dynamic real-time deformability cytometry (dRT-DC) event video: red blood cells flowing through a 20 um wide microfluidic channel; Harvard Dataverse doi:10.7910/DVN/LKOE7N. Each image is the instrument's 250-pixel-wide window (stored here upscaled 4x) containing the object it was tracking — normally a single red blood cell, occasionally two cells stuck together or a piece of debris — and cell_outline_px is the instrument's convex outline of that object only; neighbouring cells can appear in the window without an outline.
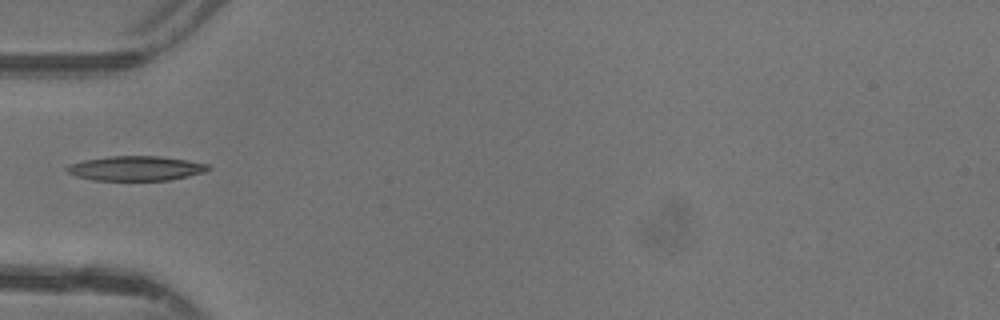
{"species": "common noctule bat (a hibernating species)", "species_latin": "Nyctalus noctula", "temperature_condition": "warm", "stored_images_in_passage": 17, "camera_frame_rate_fps": 3000, "um_per_image_px": 0.085, "animal": {"sex": "female"}, "frame": {"image": 1, "passage_image": 1, "time_ms": 0.0, "image_size_px": [1000, 320], "cell_outline_px": [[212, 168], [204, 172], [188, 176], [168, 180], [92, 180], [76, 176], [68, 172], [64, 168], [72, 164], [84, 160], [108, 156], [160, 156], [188, 160], [208, 164]], "centroid_in_image_um": [11.57, 14.3], "position_along_channel_um": 73.4, "area_um2": 20.23}}
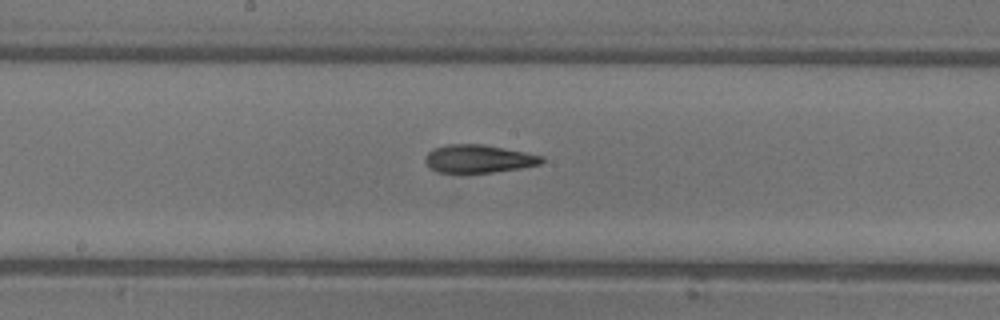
{"frame": {"image": 2, "passage_image": 10, "time_ms": 3.0, "image_size_px": [1000, 320], "cell_outline_px": [[544, 160], [540, 164], [520, 168], [464, 176], [436, 172], [424, 160], [428, 152], [432, 148], [448, 144], [484, 144], [544, 156]], "centroid_in_image_um": [40.62, 13.53], "position_along_channel_um": 207.6, "area_um2": 19.65}}
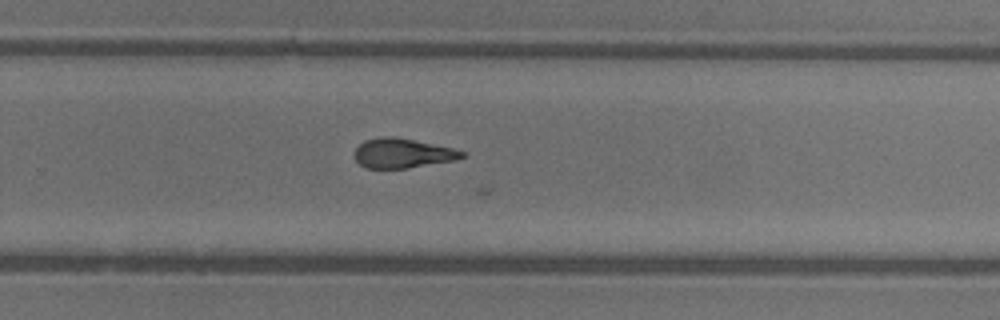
{"frame": {"image": 3, "passage_image": 16, "time_ms": 5.0, "image_size_px": [1000, 320], "cell_outline_px": [[464, 156], [456, 160], [408, 168], [364, 168], [356, 160], [352, 152], [364, 140], [380, 136], [392, 136], [452, 148], [464, 152]], "centroid_in_image_um": [34.15, 13.03], "position_along_channel_um": 295.6, "area_um2": 18.44}}